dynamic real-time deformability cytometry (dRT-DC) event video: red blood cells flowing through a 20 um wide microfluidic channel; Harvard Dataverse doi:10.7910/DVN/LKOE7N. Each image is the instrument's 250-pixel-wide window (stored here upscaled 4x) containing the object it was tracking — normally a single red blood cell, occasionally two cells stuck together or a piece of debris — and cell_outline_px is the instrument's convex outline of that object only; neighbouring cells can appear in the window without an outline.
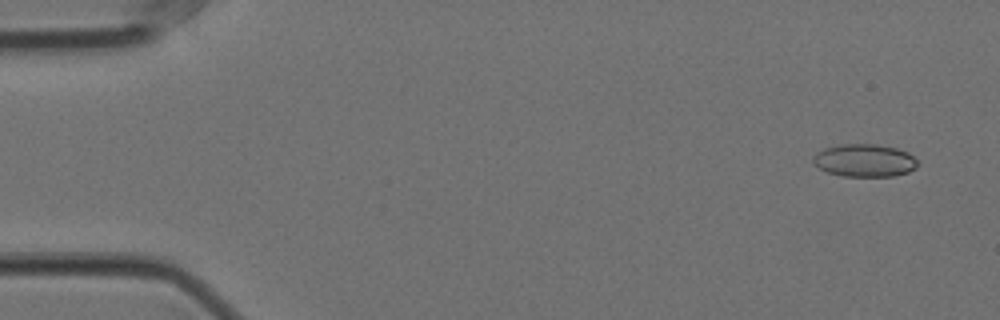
{"species": "Egyptian fruit bat (a non-hibernating species)", "species_latin": "Rousettus aegyptiacus", "temperature_condition": "cold", "stored_images_in_passage": 53, "camera_frame_rate_fps": 3000, "um_per_image_px": 0.085, "animal": {"sex": "female"}, "frame": {"image": 1, "passage_image": 3, "time_ms": 0.667, "image_size_px": [1000, 320], "cell_outline_px": [[920, 164], [916, 168], [908, 172], [892, 176], [844, 176], [828, 172], [820, 168], [812, 160], [812, 156], [816, 152], [824, 148], [840, 144], [876, 144], [896, 148], [908, 152]], "centroid_in_image_um": [73.49, 13.63], "position_along_channel_um": 11.5, "area_um2": 19.94}}
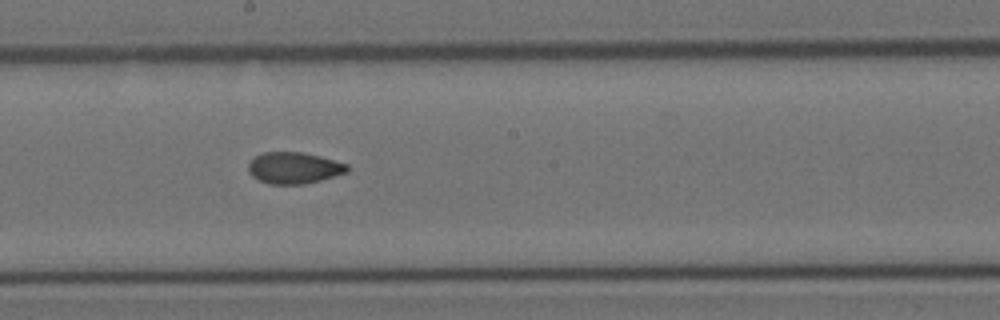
{"frame": {"image": 2, "passage_image": 31, "time_ms": 10.0, "image_size_px": [1000, 320], "cell_outline_px": [[348, 172], [320, 180], [304, 184], [268, 184], [252, 176], [248, 172], [248, 164], [256, 156], [264, 152], [304, 152], [320, 156], [348, 164]], "centroid_in_image_um": [24.99, 14.27], "position_along_channel_um": 223.2, "area_um2": 18.09}}
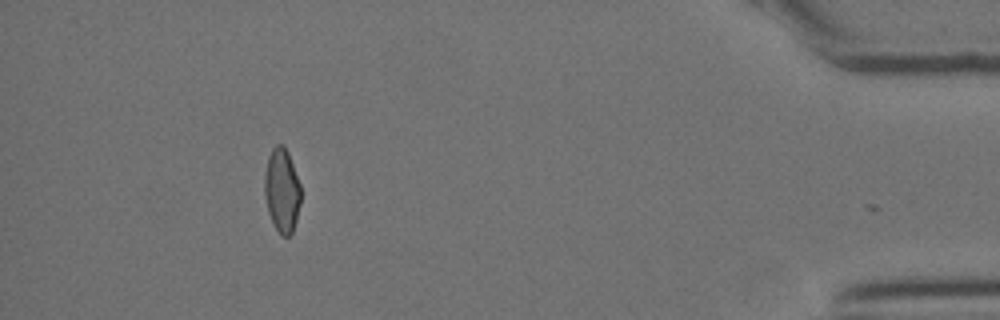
{"frame": {"image": 3, "passage_image": 52, "time_ms": 17.0, "image_size_px": [1000, 320], "cell_outline_px": [[300, 204], [296, 220], [292, 232], [288, 236], [280, 236], [268, 212], [264, 196], [264, 176], [268, 156], [272, 148], [276, 144], [280, 144], [288, 152], [300, 184]], "centroid_in_image_um": [23.95, 16.18], "position_along_channel_um": 411.3, "area_um2": 17.69}, "authors_computed_cell_mechanics": {"area_um2": 18.5538, "velocity_mm_per_s": 3.5396, "shape_relaxation_time_tau1_ms": null, "shape_relaxation_time_tau2_ms": 2.534, "deformation_change_tau1": null, "deformation_change_tau2": 0.0591}}